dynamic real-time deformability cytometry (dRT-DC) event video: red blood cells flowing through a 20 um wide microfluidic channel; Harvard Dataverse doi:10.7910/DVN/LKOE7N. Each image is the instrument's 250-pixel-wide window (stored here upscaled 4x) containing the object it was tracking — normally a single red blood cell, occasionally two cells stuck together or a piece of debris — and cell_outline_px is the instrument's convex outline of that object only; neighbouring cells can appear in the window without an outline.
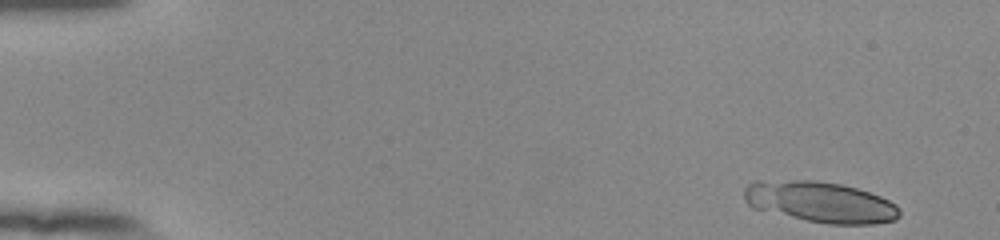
{"species": "human", "species_latin": "Homo sapiens", "temperature_condition": "room temperature", "stored_images_in_passage": 50, "camera_frame_rate_fps": 3000, "um_per_image_px": 0.085, "donor": {"sex": "female"}, "frame": {"image": 1, "passage_image": 1, "time_ms": 0.0, "image_size_px": [1000, 240], "cell_outline_px": [[900, 216], [896, 220], [872, 224], [828, 224], [808, 220], [752, 208], [748, 204], [744, 196], [744, 188], [748, 184], [756, 180], [812, 180], [840, 184], [856, 188], [880, 196], [896, 204], [900, 208]], "centroid_in_image_um": [69.73, 17.16], "position_along_channel_um": 15.3, "area_um2": 36.99}}